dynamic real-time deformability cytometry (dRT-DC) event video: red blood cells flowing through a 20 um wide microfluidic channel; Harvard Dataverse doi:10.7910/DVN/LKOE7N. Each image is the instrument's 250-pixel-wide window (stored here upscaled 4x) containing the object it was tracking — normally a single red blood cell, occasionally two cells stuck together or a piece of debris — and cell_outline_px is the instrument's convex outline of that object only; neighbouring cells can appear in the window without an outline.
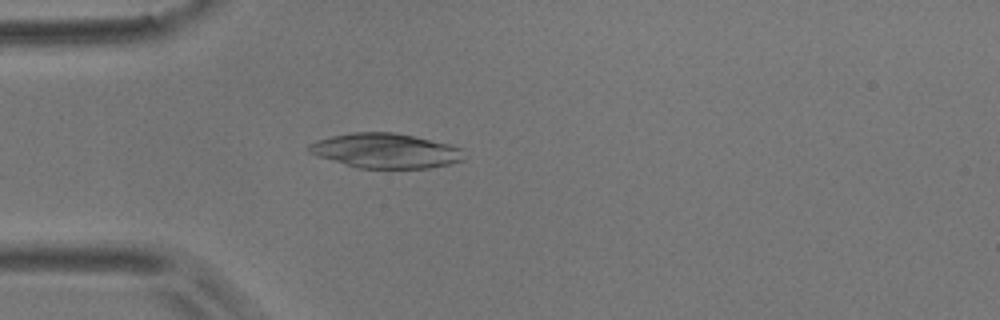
{"species": "common noctule bat (a hibernating species)", "species_latin": "Nyctalus noctula", "temperature_condition": "room temperature", "stored_images_in_passage": 54, "camera_frame_rate_fps": 3000, "um_per_image_px": 0.085, "animal": {"sex": "male", "body_mass_g": 17.9}, "frame": {"image": 1, "passage_image": 15, "time_ms": 4.667, "image_size_px": [1000, 320], "cell_outline_px": [[464, 160], [432, 168], [356, 168], [308, 152], [304, 148], [308, 144], [316, 140], [332, 136], [352, 132], [396, 132], [448, 144], [464, 148]], "centroid_in_image_um": [32.77, 12.81], "position_along_channel_um": 52.2, "area_um2": 31.56}}
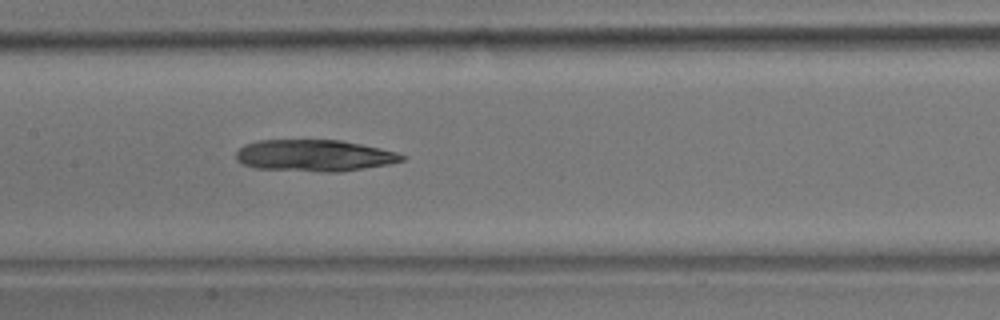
{"frame": {"image": 2, "passage_image": 26, "time_ms": 8.333, "image_size_px": [1000, 320], "cell_outline_px": [[408, 156], [404, 160], [388, 164], [340, 172], [324, 172], [256, 168], [244, 164], [236, 160], [236, 152], [240, 148], [248, 144], [260, 140], [340, 140], [380, 148], [396, 152]], "centroid_in_image_um": [26.74, 13.22], "position_along_channel_um": 180.7, "area_um2": 30.4}}
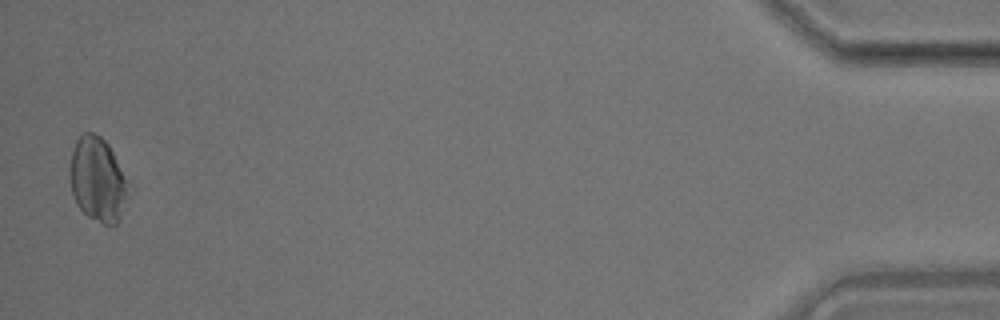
{"frame": {"image": 3, "passage_image": 53, "time_ms": 17.333, "image_size_px": [1000, 320], "cell_outline_px": [[124, 196], [120, 216], [116, 224], [112, 228], [108, 228], [88, 216], [76, 204], [72, 192], [68, 172], [68, 168], [72, 152], [76, 140], [80, 132], [92, 132], [100, 136], [108, 144], [112, 152], [124, 180]], "centroid_in_image_um": [8.19, 15.26], "position_along_channel_um": 427.0, "area_um2": 27.98}}